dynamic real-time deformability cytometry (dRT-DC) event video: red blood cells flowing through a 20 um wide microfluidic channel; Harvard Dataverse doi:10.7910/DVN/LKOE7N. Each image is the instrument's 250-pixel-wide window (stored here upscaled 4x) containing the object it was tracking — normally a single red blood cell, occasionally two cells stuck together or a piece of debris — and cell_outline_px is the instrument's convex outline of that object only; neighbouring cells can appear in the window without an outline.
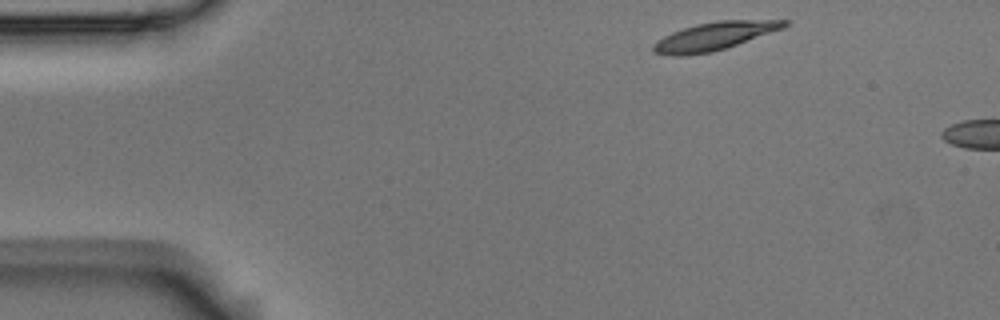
{"species": "Egyptian fruit bat (a non-hibernating species)", "species_latin": "Rousettus aegyptiacus", "temperature_condition": "room temperature", "stored_images_in_passage": 2, "camera_frame_rate_fps": 3000, "um_per_image_px": 0.085, "animal": {"sex": "male"}, "frame": {"image": 1, "passage_image": 1, "time_ms": 0.0, "image_size_px": [1000, 320], "cell_outline_px": [[788, 24], [784, 28], [712, 52], [676, 56], [672, 56], [652, 52], [652, 44], [656, 40], [672, 32], [696, 24], [720, 20], [788, 20]], "centroid_in_image_um": [60.67, 3.07], "position_along_channel_um": 24.3, "area_um2": 21.15}}